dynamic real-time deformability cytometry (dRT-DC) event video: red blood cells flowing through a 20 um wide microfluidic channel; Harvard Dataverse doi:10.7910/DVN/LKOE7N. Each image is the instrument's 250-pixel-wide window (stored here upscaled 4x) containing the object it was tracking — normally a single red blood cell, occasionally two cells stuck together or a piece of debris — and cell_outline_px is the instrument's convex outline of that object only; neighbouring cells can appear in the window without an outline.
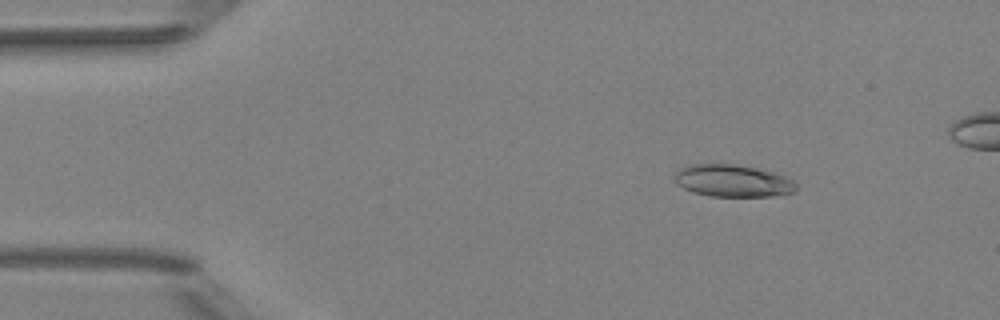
{"species": "Egyptian fruit bat (a non-hibernating species)", "species_latin": "Rousettus aegyptiacus", "temperature_condition": "room temperature", "stored_images_in_passage": 50, "camera_frame_rate_fps": 3000, "um_per_image_px": 0.085, "animal": {"sex": "female"}, "frame": {"image": 1, "passage_image": 8, "time_ms": 2.333, "image_size_px": [1000, 320], "cell_outline_px": [[796, 192], [772, 196], [708, 196], [692, 192], [676, 184], [676, 172], [680, 168], [692, 164], [712, 160], [736, 164], [772, 172], [784, 176], [792, 180], [796, 184]], "centroid_in_image_um": [62.23, 15.33], "position_along_channel_um": 22.8, "area_um2": 23.29}}
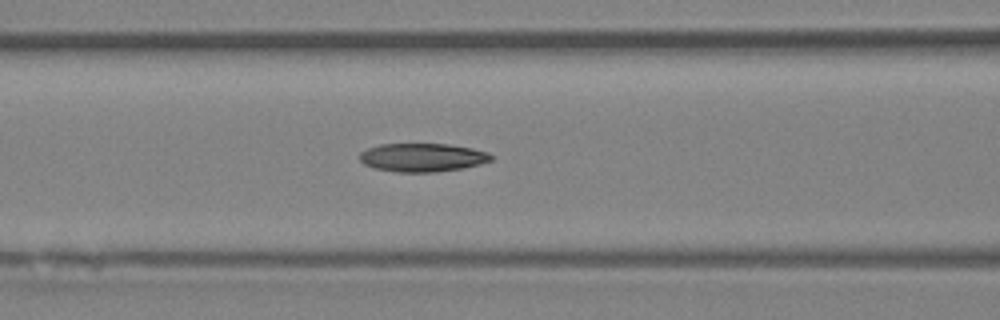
{"frame": {"image": 2, "passage_image": 22, "time_ms": 7.0, "image_size_px": [1000, 320], "cell_outline_px": [[492, 160], [480, 164], [460, 168], [436, 172], [396, 172], [372, 168], [364, 164], [360, 160], [360, 152], [368, 148], [380, 144], [448, 144], [472, 148], [488, 152], [492, 156]], "centroid_in_image_um": [35.88, 13.38], "position_along_channel_um": 130.7, "area_um2": 21.79}}
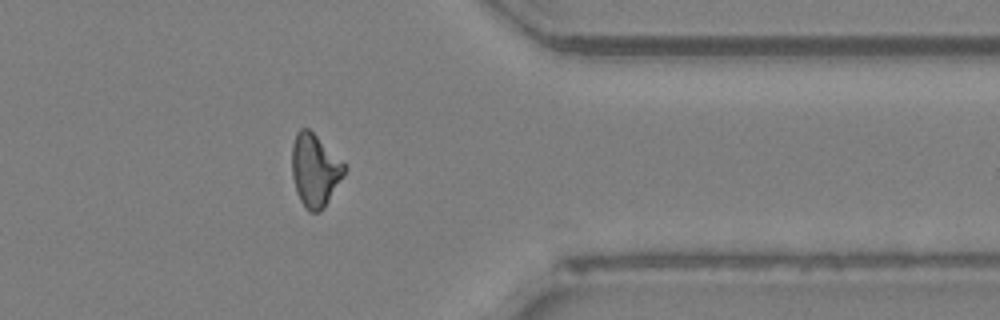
{"frame": {"image": 3, "passage_image": 42, "time_ms": 13.667, "image_size_px": [1000, 320], "cell_outline_px": [[348, 168], [344, 176], [324, 208], [320, 212], [308, 212], [300, 200], [296, 192], [292, 176], [292, 144], [296, 132], [300, 128], [308, 128]], "centroid_in_image_um": [26.75, 14.5], "position_along_channel_um": 384.6, "area_um2": 22.14}}